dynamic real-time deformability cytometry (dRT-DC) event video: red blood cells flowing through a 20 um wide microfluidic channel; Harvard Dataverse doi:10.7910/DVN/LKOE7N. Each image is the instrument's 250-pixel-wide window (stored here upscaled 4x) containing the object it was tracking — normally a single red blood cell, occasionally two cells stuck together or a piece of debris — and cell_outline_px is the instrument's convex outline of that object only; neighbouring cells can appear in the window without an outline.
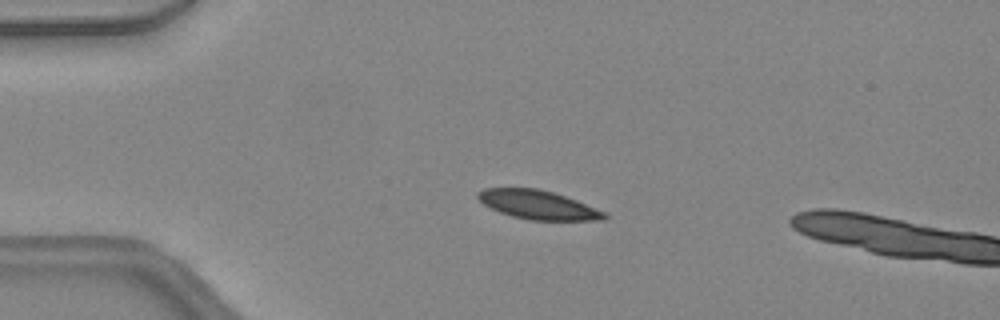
{"species": "common noctule bat (a hibernating species)", "species_latin": "Nyctalus noctula", "temperature_condition": "warm", "stored_images_in_passage": 6, "camera_frame_rate_fps": 3000, "um_per_image_px": 0.085, "animal": {"sex": "female", "body_mass_g": 24.6, "forearm_length_mm": 56.2}, "frame": {"image": 1, "passage_image": 3, "time_ms": 0.667, "image_size_px": [1000, 320], "cell_outline_px": [[608, 216], [604, 220], [528, 220], [512, 216], [500, 212], [484, 204], [476, 196], [476, 192], [484, 188], [536, 188], [552, 192], [576, 200], [604, 212]], "centroid_in_image_um": [45.7, 17.41], "position_along_channel_um": 39.3, "area_um2": 21.04}}